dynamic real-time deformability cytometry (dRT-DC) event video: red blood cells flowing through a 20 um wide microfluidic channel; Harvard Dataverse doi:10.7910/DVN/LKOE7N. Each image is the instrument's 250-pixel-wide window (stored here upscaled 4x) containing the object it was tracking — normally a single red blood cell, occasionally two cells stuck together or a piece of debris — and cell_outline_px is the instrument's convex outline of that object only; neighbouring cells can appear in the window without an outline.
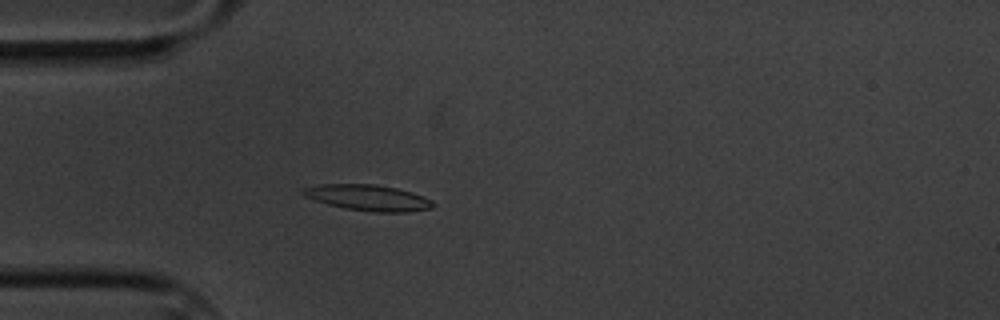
{"species": "common noctule bat (a hibernating species)", "species_latin": "Nyctalus noctula", "temperature_condition": "cold", "stored_images_in_passage": 3, "camera_frame_rate_fps": 3000, "um_per_image_px": 0.085, "animal": {"sex": "male", "body_mass_g": 20.1, "forearm_length_mm": 53.5}, "frame": {"image": 1, "passage_image": 3, "time_ms": 3.333, "image_size_px": [1000, 320], "cell_outline_px": [[436, 204], [432, 208], [408, 212], [372, 212], [344, 208], [328, 204], [304, 196], [300, 192], [304, 188], [320, 184], [376, 184], [396, 188], [412, 192], [424, 196], [432, 200]], "centroid_in_image_um": [31.32, 16.81], "position_along_channel_um": 53.7, "area_um2": 19.71}}